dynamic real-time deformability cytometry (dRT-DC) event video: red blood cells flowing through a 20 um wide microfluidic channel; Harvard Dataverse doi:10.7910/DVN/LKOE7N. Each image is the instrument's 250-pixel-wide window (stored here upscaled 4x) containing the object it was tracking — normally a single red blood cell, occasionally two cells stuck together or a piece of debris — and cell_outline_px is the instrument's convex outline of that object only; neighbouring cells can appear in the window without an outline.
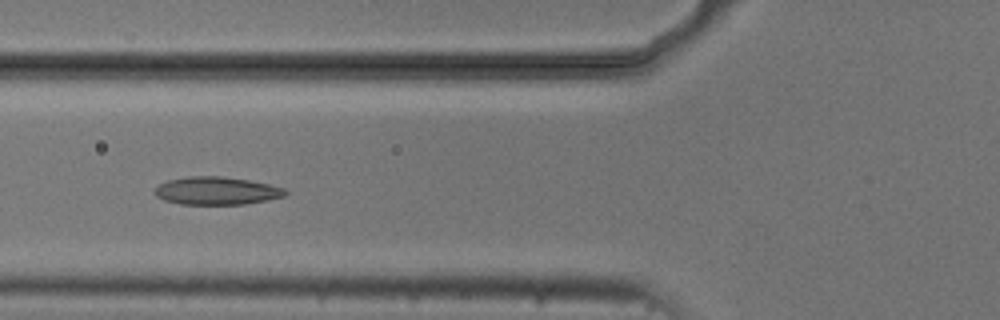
{"species": "common noctule bat (a hibernating species)", "species_latin": "Nyctalus noctula", "temperature_condition": "cold", "stored_images_in_passage": 7, "camera_frame_rate_fps": 3000, "um_per_image_px": 0.085, "animal": {"sex": "male", "body_mass_g": 20.5, "forearm_length_mm": 52.5}, "frame": {"image": 1, "passage_image": 5, "time_ms": 4.667, "image_size_px": [1000, 320], "cell_outline_px": [[288, 192], [284, 196], [268, 200], [244, 204], [180, 204], [164, 200], [156, 196], [156, 188], [160, 184], [168, 180], [188, 176], [220, 176], [248, 180], [268, 184], [284, 188]], "centroid_in_image_um": [18.42, 16.22], "position_along_channel_um": 107.4, "area_um2": 21.04}}
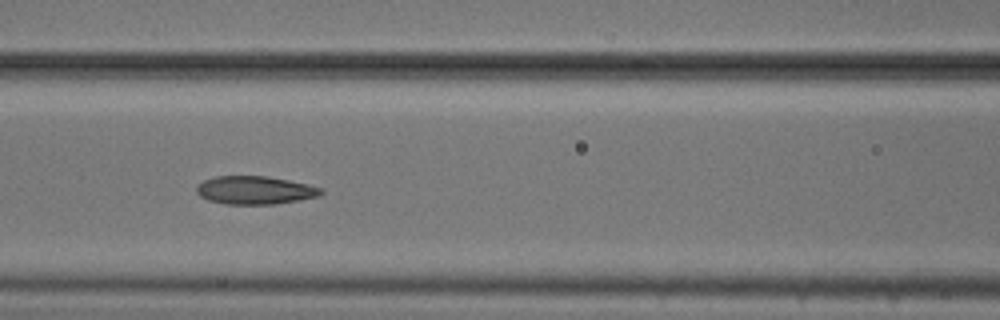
{"frame": {"image": 2, "passage_image": 6, "time_ms": 5.667, "image_size_px": [1000, 320], "cell_outline_px": [[324, 192], [320, 196], [300, 200], [276, 204], [224, 204], [208, 200], [200, 196], [196, 192], [196, 188], [204, 180], [216, 176], [268, 176], [308, 184], [324, 188]], "centroid_in_image_um": [21.71, 16.17], "position_along_channel_um": 144.9, "area_um2": 20.58}}
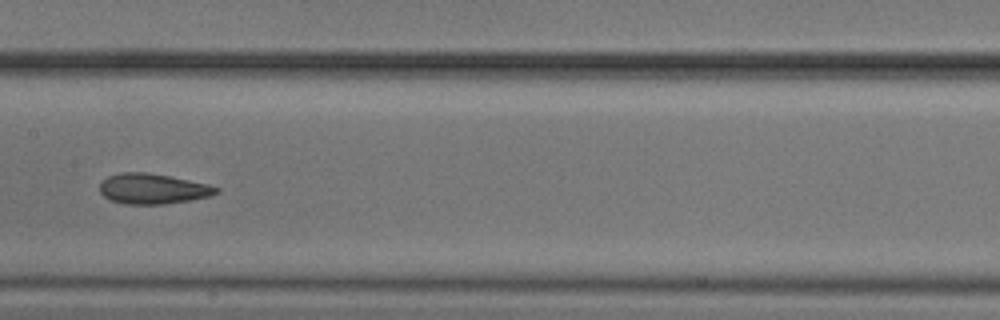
{"frame": {"image": 3, "passage_image": 7, "time_ms": 7.0, "image_size_px": [1000, 320], "cell_outline_px": [[220, 192], [208, 196], [188, 200], [164, 204], [124, 204], [112, 200], [104, 196], [100, 192], [100, 184], [108, 176], [120, 172], [148, 172], [208, 184], [220, 188]], "centroid_in_image_um": [12.98, 16.04], "position_along_channel_um": 194.4, "area_um2": 20.4}}